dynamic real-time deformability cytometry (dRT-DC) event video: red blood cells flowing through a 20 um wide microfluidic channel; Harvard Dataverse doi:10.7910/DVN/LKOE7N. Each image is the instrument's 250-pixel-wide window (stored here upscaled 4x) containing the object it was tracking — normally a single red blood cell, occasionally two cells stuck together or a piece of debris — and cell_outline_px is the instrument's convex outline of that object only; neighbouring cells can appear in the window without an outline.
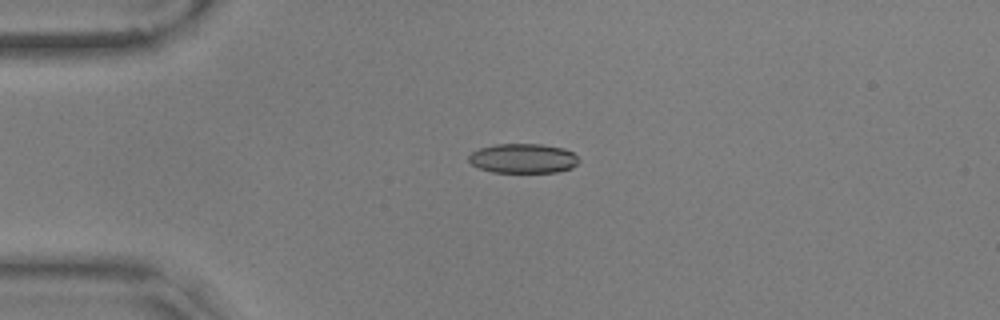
{"species": "common noctule bat (a hibernating species)", "species_latin": "Nyctalus noctula", "temperature_condition": "warm", "stored_images_in_passage": 45, "camera_frame_rate_fps": 3000, "um_per_image_px": 0.085, "animal": {"sex": "male", "body_mass_g": 17.9, "forearm_length_mm": 54.2}, "frame": {"image": 1, "passage_image": 2, "time_ms": 0.333, "image_size_px": [1000, 320], "cell_outline_px": [[580, 160], [572, 168], [556, 172], [492, 172], [480, 168], [472, 164], [468, 160], [468, 156], [472, 152], [480, 148], [496, 144], [540, 144], [564, 148], [572, 152]], "centroid_in_image_um": [44.47, 13.46], "position_along_channel_um": 40.5, "area_um2": 18.9}}
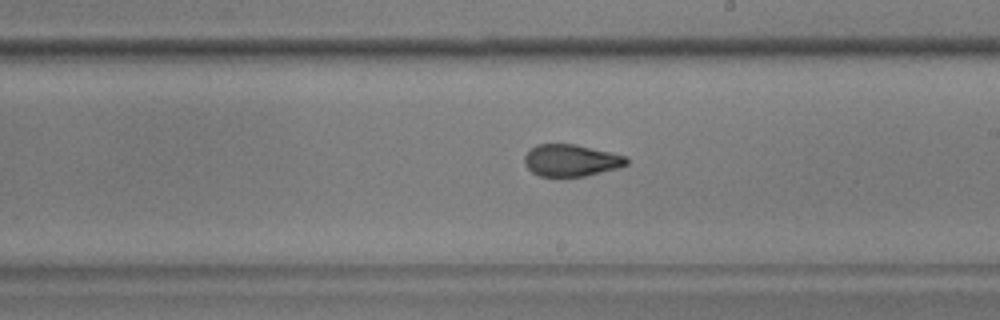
{"frame": {"image": 2, "passage_image": 21, "time_ms": 6.667, "image_size_px": [1000, 320], "cell_outline_px": [[628, 164], [620, 168], [584, 176], [540, 176], [532, 172], [524, 164], [524, 156], [536, 144], [576, 144], [628, 156]], "centroid_in_image_um": [48.57, 13.63], "position_along_channel_um": 240.4, "area_um2": 19.07}}
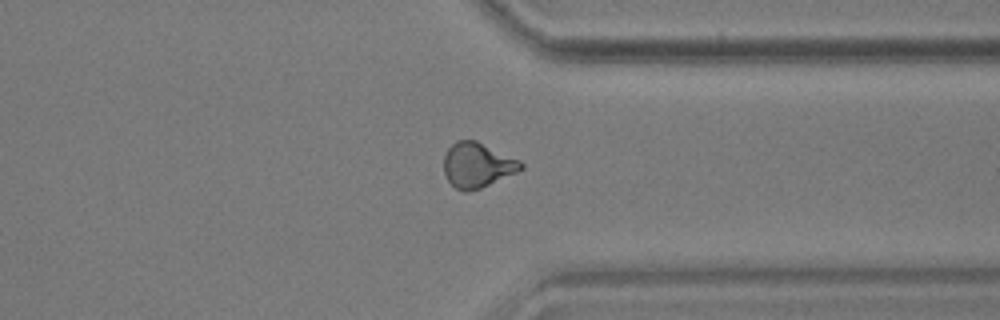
{"frame": {"image": 3, "passage_image": 32, "time_ms": 10.333, "image_size_px": [1000, 320], "cell_outline_px": [[524, 168], [516, 172], [480, 188], [468, 192], [464, 192], [456, 188], [448, 180], [444, 172], [444, 156], [448, 148], [456, 140], [476, 140], [520, 160], [524, 164]], "centroid_in_image_um": [40.56, 14.02], "position_along_channel_um": 370.8, "area_um2": 20.06}, "authors_computed_cell_mechanics": {"area_um2": 19.4786, "velocity_mm_per_s": 3.592, "shape_relaxation_time_tau1_ms": 8.7694, "shape_relaxation_time_tau2_ms": 1.1048, "deformation_change_tau1": 0.2023, "deformation_change_tau2": 0.0708}}